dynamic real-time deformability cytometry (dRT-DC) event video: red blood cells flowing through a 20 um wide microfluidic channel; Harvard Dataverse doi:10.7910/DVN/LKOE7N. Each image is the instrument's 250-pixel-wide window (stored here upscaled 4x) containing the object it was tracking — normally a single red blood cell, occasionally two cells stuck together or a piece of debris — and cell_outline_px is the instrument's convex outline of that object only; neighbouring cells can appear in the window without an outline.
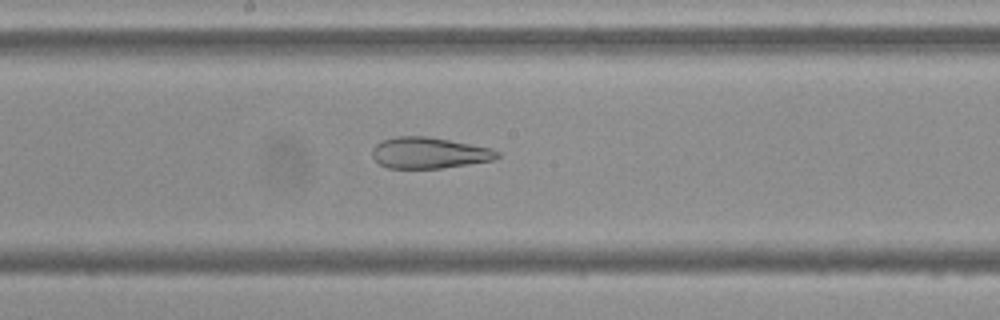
{"species": "Egyptian fruit bat (a non-hibernating species)", "species_latin": "Rousettus aegyptiacus", "temperature_condition": "cold", "stored_images_in_passage": 42, "camera_frame_rate_fps": 3000, "um_per_image_px": 0.085, "frame": {"image": 1, "passage_image": 16, "time_ms": 5.0, "image_size_px": [1000, 320], "cell_outline_px": [[500, 156], [496, 160], [440, 168], [388, 168], [380, 164], [372, 156], [372, 148], [380, 140], [396, 136], [428, 136], [492, 148], [500, 152]], "centroid_in_image_um": [36.48, 12.99], "position_along_channel_um": 211.7, "area_um2": 22.83}}
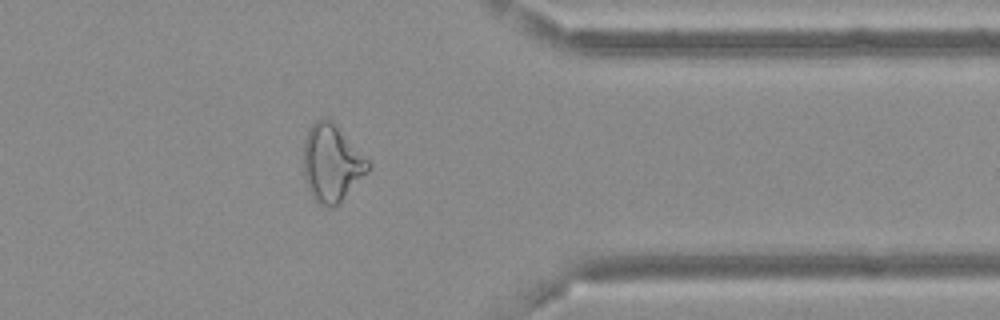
{"frame": {"image": 2, "passage_image": 31, "time_ms": 10.0, "image_size_px": [1000, 320], "cell_outline_px": [[372, 168], [336, 204], [328, 208], [316, 200], [312, 196], [304, 180], [304, 140], [308, 128], [316, 120], [332, 120], [372, 164]], "centroid_in_image_um": [28.19, 13.84], "position_along_channel_um": 383.2, "area_um2": 28.61}}
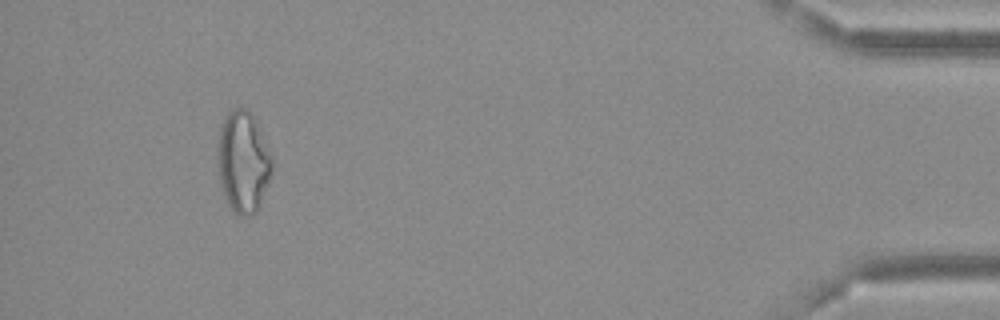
{"frame": {"image": 3, "passage_image": 38, "time_ms": 12.333, "image_size_px": [1000, 320], "cell_outline_px": [[272, 172], [268, 184], [260, 204], [256, 212], [252, 216], [240, 216], [232, 212], [224, 196], [220, 184], [216, 164], [216, 148], [220, 124], [224, 116], [232, 108], [248, 108], [252, 112], [256, 120], [272, 156]], "centroid_in_image_um": [20.63, 13.74], "position_along_channel_um": 414.6, "area_um2": 33.12}, "authors_computed_cell_mechanics": {"area_um2": 28.0619, "velocity_mm_per_s": 3.6722, "shape_relaxation_time_tau1_ms": null, "shape_relaxation_time_tau2_ms": 2.1963, "deformation_change_tau1": null, "deformation_change_tau2": 0.1204}}